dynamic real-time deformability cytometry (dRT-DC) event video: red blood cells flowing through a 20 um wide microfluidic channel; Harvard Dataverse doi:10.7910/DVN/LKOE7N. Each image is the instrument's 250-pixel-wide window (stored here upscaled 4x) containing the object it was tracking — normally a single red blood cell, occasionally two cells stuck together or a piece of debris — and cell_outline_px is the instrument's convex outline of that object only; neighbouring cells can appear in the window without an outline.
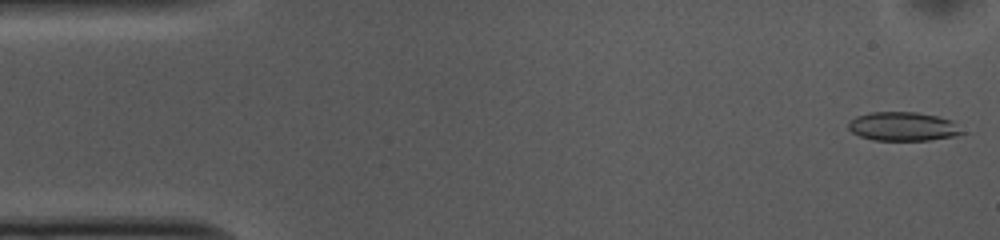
{"species": "common noctule bat (a hibernating species)", "species_latin": "Nyctalus noctula", "temperature_condition": "cold", "stored_images_in_passage": 52, "camera_frame_rate_fps": 3000, "um_per_image_px": 0.085, "animal": {"sex": "female", "body_mass_g": 10.0, "forearm_length_mm": 53.1}, "frame": {"image": 1, "passage_image": 1, "time_ms": 0.0, "image_size_px": [1000, 240], "cell_outline_px": [[964, 132], [956, 136], [928, 140], [872, 140], [860, 136], [852, 132], [848, 128], [848, 120], [856, 116], [872, 112], [916, 112], [936, 116], [952, 120]], "centroid_in_image_um": [76.73, 10.75], "position_along_channel_um": 8.3, "area_um2": 19.13}}
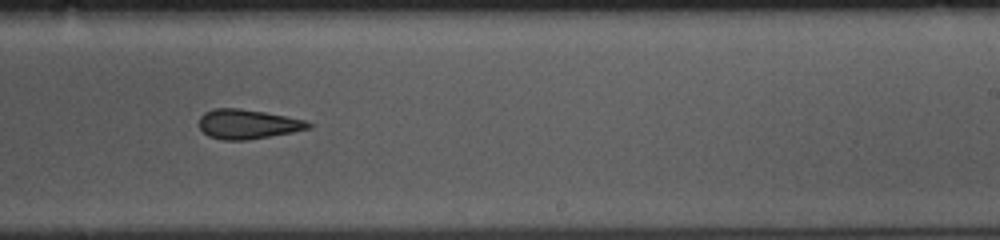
{"frame": {"image": 2, "passage_image": 31, "time_ms": 10.0, "image_size_px": [1000, 240], "cell_outline_px": [[312, 128], [292, 132], [244, 140], [224, 140], [208, 136], [200, 128], [200, 116], [204, 112], [216, 108], [240, 108], [264, 112], [308, 120], [312, 124]], "centroid_in_image_um": [21.08, 10.54], "position_along_channel_um": 267.9, "area_um2": 18.73}}
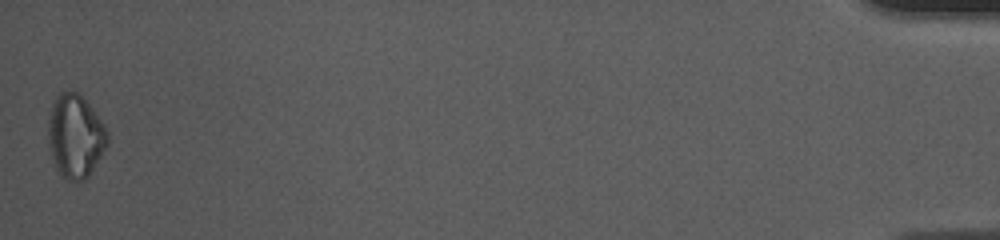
{"frame": {"image": 3, "passage_image": 52, "time_ms": 17.0, "image_size_px": [1000, 240], "cell_outline_px": [[108, 144], [92, 172], [84, 180], [68, 180], [60, 176], [56, 168], [48, 144], [48, 120], [52, 104], [56, 96], [60, 92], [80, 92], [104, 124], [108, 132]], "centroid_in_image_um": [6.41, 11.57], "position_along_channel_um": 428.8, "area_um2": 28.96}, "authors_computed_cell_mechanics": {"area_um2": 19.8254, "velocity_mm_per_s": 3.7087, "shape_relaxation_time_tau1_ms": 3.6788, "shape_relaxation_time_tau2_ms": 5.6288, "deformation_change_tau1": 0.1084, "deformation_change_tau2": 0.1482}}